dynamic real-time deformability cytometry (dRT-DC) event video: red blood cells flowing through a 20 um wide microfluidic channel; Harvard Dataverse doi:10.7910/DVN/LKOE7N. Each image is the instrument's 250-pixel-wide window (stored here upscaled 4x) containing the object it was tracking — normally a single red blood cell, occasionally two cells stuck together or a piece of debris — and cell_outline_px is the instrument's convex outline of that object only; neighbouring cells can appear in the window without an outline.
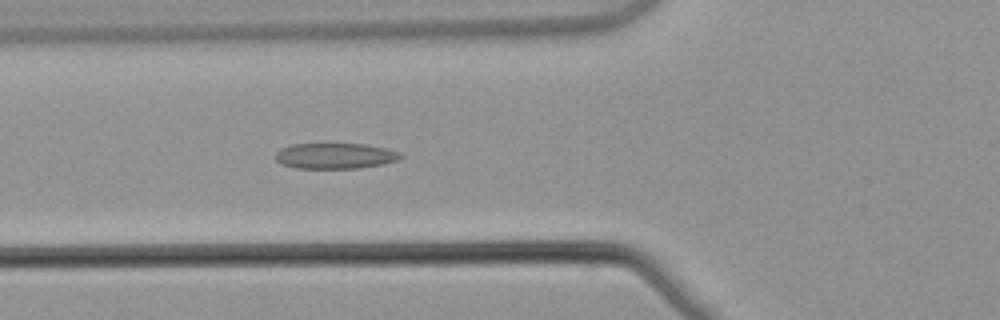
{"species": "common noctule bat (a hibernating species)", "species_latin": "Nyctalus noctula", "temperature_condition": "warm", "stored_images_in_passage": 54, "camera_frame_rate_fps": 3000, "um_per_image_px": 0.085, "animal": {"sex": "male", "body_mass_g": 21.5, "forearm_length_mm": 52.0}, "frame": {"image": 1, "passage_image": 21, "time_ms": 6.667, "image_size_px": [1000, 320], "cell_outline_px": [[404, 156], [400, 160], [384, 164], [360, 168], [296, 168], [280, 164], [276, 160], [276, 152], [280, 148], [292, 144], [364, 144], [384, 148], [400, 152]], "centroid_in_image_um": [28.5, 13.25], "position_along_channel_um": 97.3, "area_um2": 18.84}}
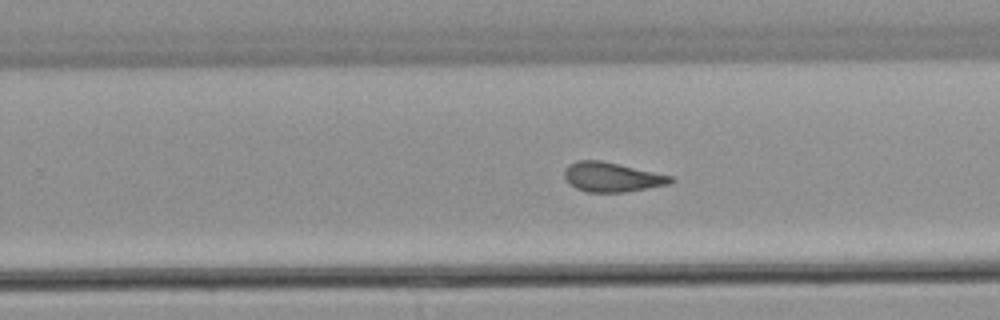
{"frame": {"image": 2, "passage_image": 35, "time_ms": 11.333, "image_size_px": [1000, 320], "cell_outline_px": [[676, 180], [672, 184], [624, 192], [588, 192], [576, 188], [564, 176], [564, 168], [568, 164], [576, 160], [600, 160], [672, 176]], "centroid_in_image_um": [52.03, 15.05], "position_along_channel_um": 277.8, "area_um2": 18.21}}
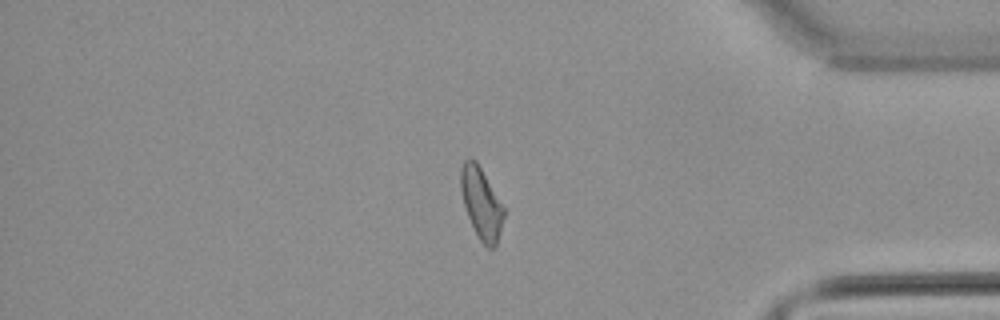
{"frame": {"image": 3, "passage_image": 46, "time_ms": 15.0, "image_size_px": [1000, 320], "cell_outline_px": [[504, 216], [496, 244], [492, 248], [488, 248], [480, 240], [468, 216], [464, 204], [460, 188], [460, 168], [464, 160], [468, 156], [476, 160], [504, 208]], "centroid_in_image_um": [40.88, 17.22], "position_along_channel_um": 394.3, "area_um2": 17.51}, "authors_computed_cell_mechanics": {"area_um2": 18.7561, "velocity_mm_per_s": 3.8671, "shape_relaxation_time_tau1_ms": null, "shape_relaxation_time_tau2_ms": 2.3009, "deformation_change_tau1": null, "deformation_change_tau2": 0.1006}}